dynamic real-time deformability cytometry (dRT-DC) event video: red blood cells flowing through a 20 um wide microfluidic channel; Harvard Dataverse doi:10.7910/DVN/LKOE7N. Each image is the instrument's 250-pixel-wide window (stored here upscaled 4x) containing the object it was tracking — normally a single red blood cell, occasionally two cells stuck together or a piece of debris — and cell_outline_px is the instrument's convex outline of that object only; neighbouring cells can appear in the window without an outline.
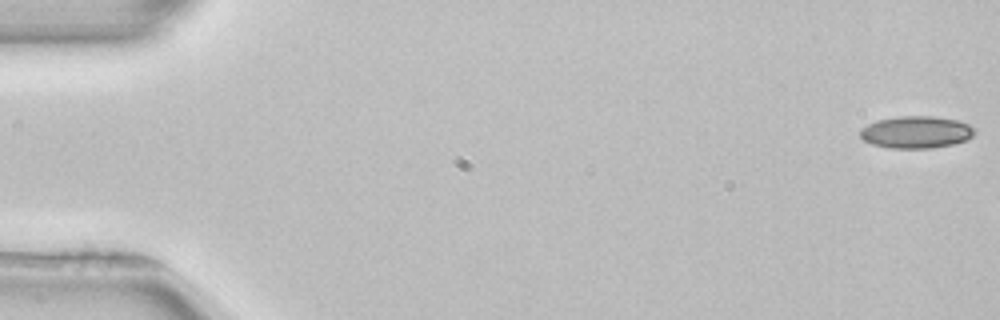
{"species": "common noctule bat (a hibernating species)", "species_latin": "Nyctalus noctula", "temperature_condition": "room temperature", "stored_images_in_passage": 8, "camera_frame_rate_fps": 3000, "um_per_image_px": 0.085, "animal": {"sex": "female", "body_mass_g": 22.7, "forearm_length_mm": 54.2}, "frame": {"image": 1, "passage_image": 1, "time_ms": 0.0, "image_size_px": [1000, 320], "cell_outline_px": [[976, 132], [972, 136], [964, 140], [952, 144], [932, 148], [888, 148], [872, 144], [864, 140], [860, 136], [860, 128], [876, 120], [900, 116], [936, 116], [960, 120], [976, 128]], "centroid_in_image_um": [77.88, 11.22], "position_along_channel_um": 7.1, "area_um2": 21.62}}